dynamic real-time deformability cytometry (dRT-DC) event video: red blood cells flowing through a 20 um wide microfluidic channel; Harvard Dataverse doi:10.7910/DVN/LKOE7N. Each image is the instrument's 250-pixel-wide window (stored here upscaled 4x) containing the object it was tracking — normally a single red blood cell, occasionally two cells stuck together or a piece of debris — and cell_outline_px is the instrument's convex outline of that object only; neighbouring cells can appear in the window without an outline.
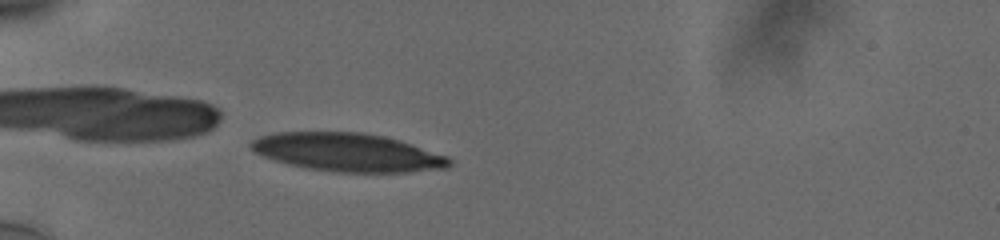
{"species": "human", "species_latin": "Homo sapiens", "temperature_condition": "cold", "stored_images_in_passage": 52, "camera_frame_rate_fps": 3000, "um_per_image_px": 0.085, "donor": {"sex": "male"}, "frame": {"image": 1, "passage_image": 15, "time_ms": 4.667, "image_size_px": [1000, 240], "cell_outline_px": [[452, 164], [448, 168], [408, 172], [332, 172], [308, 168], [288, 164], [264, 156], [256, 152], [248, 144], [252, 140], [260, 136], [280, 132], [364, 132], [384, 136], [448, 156], [452, 160]], "centroid_in_image_um": [29.57, 12.95], "position_along_channel_um": 55.4, "area_um2": 44.04}}
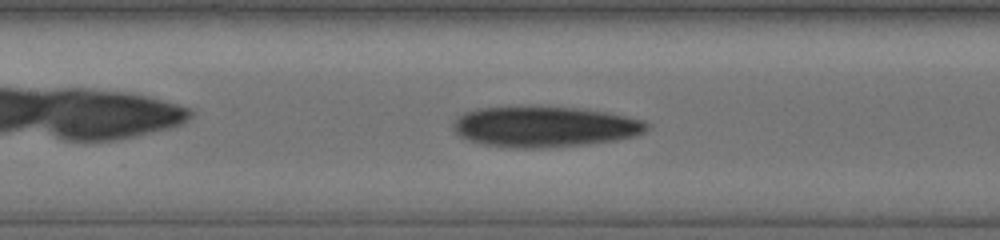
{"frame": {"image": 2, "passage_image": 25, "time_ms": 8.0, "image_size_px": [1000, 240], "cell_outline_px": [[648, 128], [644, 132], [636, 136], [616, 140], [588, 144], [548, 148], [508, 148], [484, 144], [468, 140], [460, 136], [452, 128], [452, 124], [464, 112], [476, 108], [576, 108], [604, 112], [644, 120], [648, 124]], "centroid_in_image_um": [46.29, 10.8], "position_along_channel_um": 161.1, "area_um2": 45.37}}
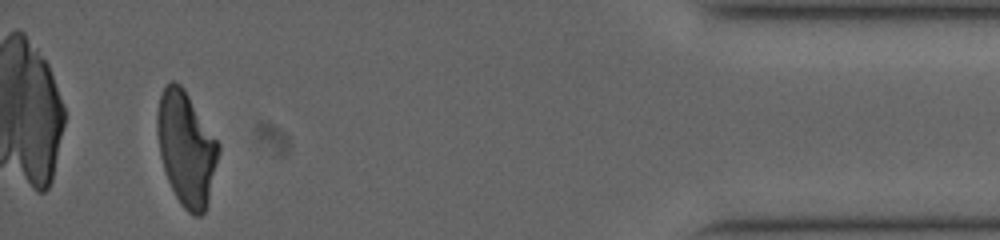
{"frame": {"image": 3, "passage_image": 50, "time_ms": 16.333, "image_size_px": [1000, 240], "cell_outline_px": [[220, 152], [208, 204], [204, 212], [200, 216], [192, 216], [180, 204], [168, 180], [160, 156], [156, 132], [156, 112], [160, 96], [164, 88], [172, 80], [176, 80], [184, 88], [220, 144]], "centroid_in_image_um": [15.83, 12.62], "position_along_channel_um": 419.4, "area_um2": 40.98}, "authors_computed_cell_mechanics": {"area_um2": 42.8298, "velocity_mm_per_s": 3.7709, "shape_relaxation_time_tau1_ms": 8.3723, "shape_relaxation_time_tau2_ms": 5.5809, "deformation_change_tau1": 0.2426, "deformation_change_tau2": 0.1595}}